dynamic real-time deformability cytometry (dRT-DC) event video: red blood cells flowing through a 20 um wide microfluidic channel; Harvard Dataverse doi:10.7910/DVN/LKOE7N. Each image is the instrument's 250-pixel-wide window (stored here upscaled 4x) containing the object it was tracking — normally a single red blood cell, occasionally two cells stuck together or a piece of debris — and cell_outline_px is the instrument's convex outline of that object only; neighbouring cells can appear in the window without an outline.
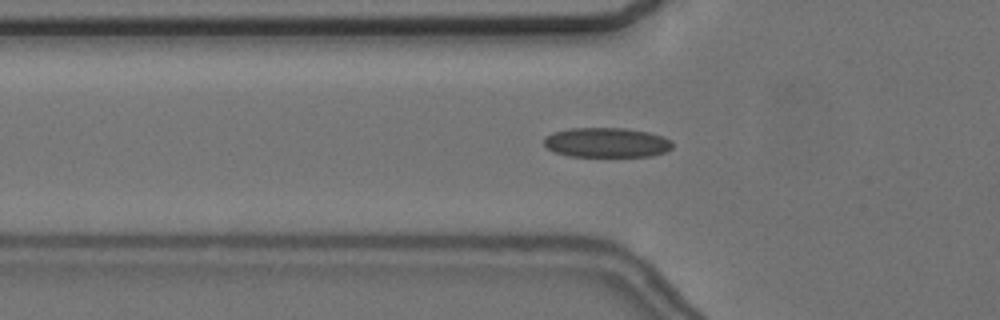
{"species": "common noctule bat (a hibernating species)", "species_latin": "Nyctalus noctula", "temperature_condition": "cold", "stored_images_in_passage": 56, "camera_frame_rate_fps": 3000, "um_per_image_px": 0.085, "animal": {"sex": "female", "body_mass_g": 24.6, "forearm_length_mm": 56.2}, "frame": {"image": 1, "passage_image": 19, "time_ms": 6.0, "image_size_px": [1000, 320], "cell_outline_px": [[672, 148], [664, 152], [652, 156], [568, 156], [552, 152], [544, 144], [544, 136], [552, 132], [568, 128], [624, 128], [648, 132], [664, 136], [672, 140]], "centroid_in_image_um": [51.54, 12.11], "position_along_channel_um": 74.3, "area_um2": 22.48}}
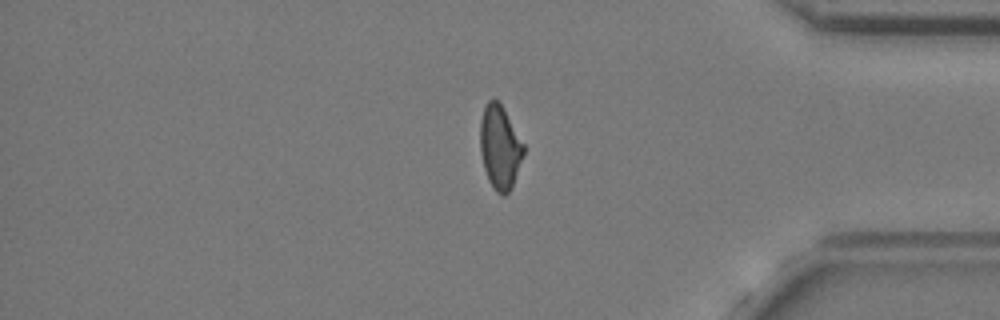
{"frame": {"image": 2, "passage_image": 47, "time_ms": 15.333, "image_size_px": [1000, 320], "cell_outline_px": [[524, 152], [512, 188], [504, 196], [500, 196], [492, 188], [488, 180], [484, 168], [480, 152], [480, 120], [484, 108], [488, 100], [496, 100], [504, 108], [524, 144]], "centroid_in_image_um": [42.48, 12.55], "position_along_channel_um": 392.7, "area_um2": 21.27}}
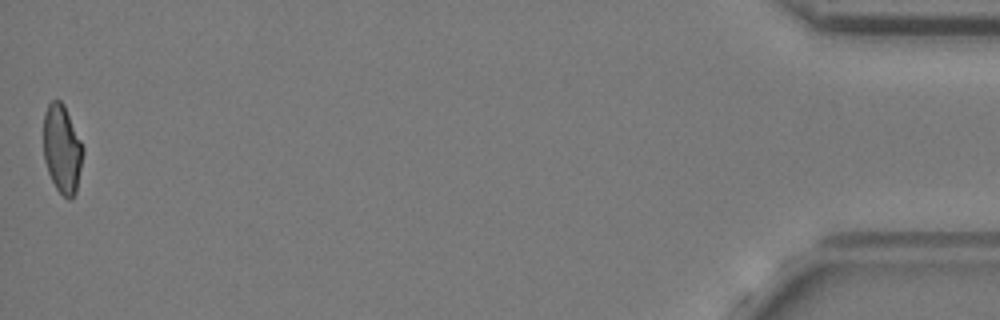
{"frame": {"image": 3, "passage_image": 56, "time_ms": 18.333, "image_size_px": [1000, 320], "cell_outline_px": [[84, 152], [76, 192], [72, 200], [68, 200], [56, 188], [48, 172], [44, 160], [44, 112], [48, 104], [52, 100], [60, 100], [64, 104], [84, 148]], "centroid_in_image_um": [5.28, 12.67], "position_along_channel_um": 429.9, "area_um2": 20.4}, "authors_computed_cell_mechanics": {"area_um2": 21.5305, "velocity_mm_per_s": 3.6514, "shape_relaxation_time_tau1_ms": null, "shape_relaxation_time_tau2_ms": 1.813, "deformation_change_tau1": null, "deformation_change_tau2": 0.0893}}